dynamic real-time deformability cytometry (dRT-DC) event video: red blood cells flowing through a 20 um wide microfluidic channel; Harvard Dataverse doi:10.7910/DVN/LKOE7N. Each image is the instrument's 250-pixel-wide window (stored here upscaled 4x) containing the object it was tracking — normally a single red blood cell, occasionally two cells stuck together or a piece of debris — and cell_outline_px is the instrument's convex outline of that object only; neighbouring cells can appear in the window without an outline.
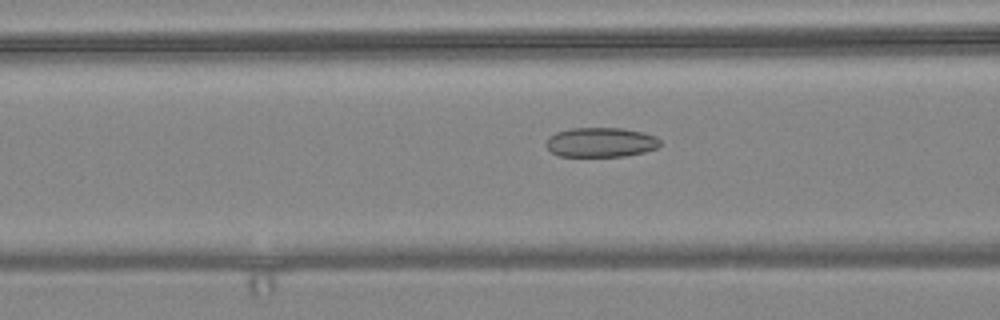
{"species": "common noctule bat (a hibernating species)", "species_latin": "Nyctalus noctula", "temperature_condition": "warm", "stored_images_in_passage": 30, "camera_frame_rate_fps": 3000, "um_per_image_px": 0.085, "animal": {"sex": "female", "body_mass_g": 24.6, "forearm_length_mm": 56.2}, "frame": {"image": 1, "passage_image": 22, "time_ms": 7.0, "image_size_px": [1000, 320], "cell_outline_px": [[660, 144], [656, 148], [644, 152], [624, 156], [560, 156], [552, 152], [544, 144], [548, 136], [556, 132], [572, 128], [624, 128], [644, 132], [656, 136], [660, 140]], "centroid_in_image_um": [51.06, 12.08], "position_along_channel_um": 115.5, "area_um2": 19.77}}
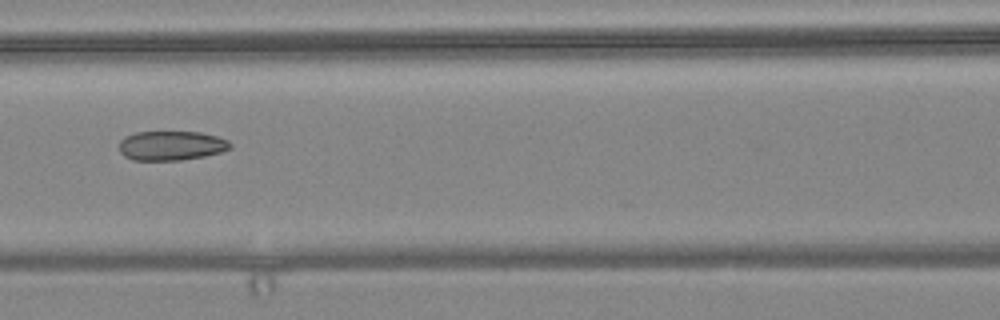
{"frame": {"image": 2, "passage_image": 25, "time_ms": 8.0, "image_size_px": [1000, 320], "cell_outline_px": [[232, 148], [220, 152], [204, 156], [180, 160], [132, 160], [124, 156], [120, 152], [120, 140], [124, 136], [136, 132], [200, 132], [216, 136], [228, 140], [232, 144]], "centroid_in_image_um": [14.55, 12.38], "position_along_channel_um": 152.0, "area_um2": 19.07}}
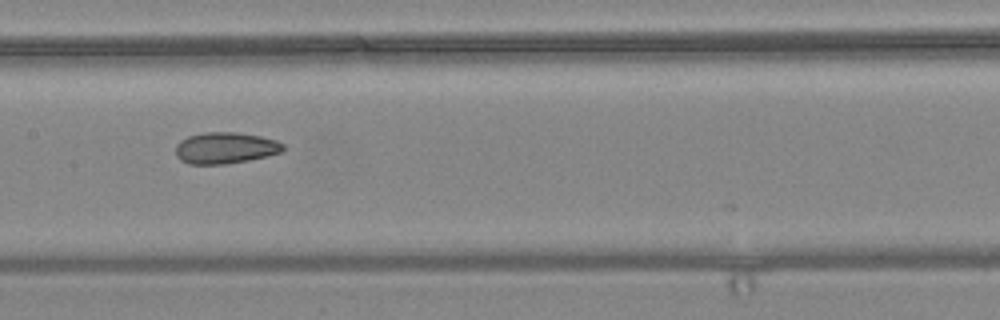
{"frame": {"image": 3, "passage_image": 28, "time_ms": 9.0, "image_size_px": [1000, 320], "cell_outline_px": [[284, 152], [268, 156], [248, 160], [224, 164], [188, 164], [180, 160], [176, 156], [176, 144], [180, 140], [188, 136], [204, 132], [236, 132], [260, 136], [276, 140], [284, 144]], "centroid_in_image_um": [19.16, 12.57], "position_along_channel_um": 188.2, "area_um2": 19.83}}